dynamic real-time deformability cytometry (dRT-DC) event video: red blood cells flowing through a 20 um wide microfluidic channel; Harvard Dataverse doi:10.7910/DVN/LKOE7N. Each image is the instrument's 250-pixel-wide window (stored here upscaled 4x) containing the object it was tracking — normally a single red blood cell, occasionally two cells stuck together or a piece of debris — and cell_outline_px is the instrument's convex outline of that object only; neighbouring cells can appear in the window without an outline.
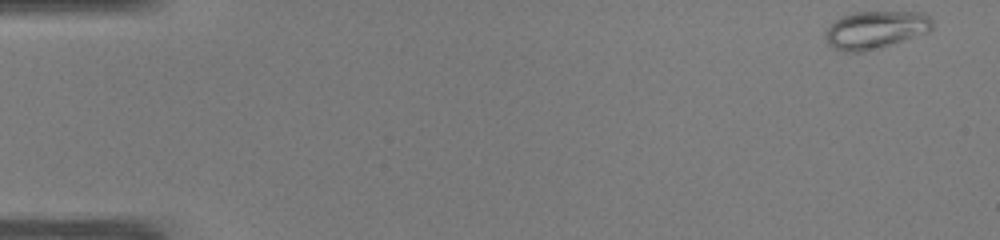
{"species": "common noctule bat (a hibernating species)", "species_latin": "Nyctalus noctula", "temperature_condition": "warm", "stored_images_in_passage": 49, "camera_frame_rate_fps": 3000, "um_per_image_px": 0.085, "animal": {"sex": "male", "body_mass_g": 19.0, "forearm_length_mm": 50.8}, "frame": {"image": 1, "passage_image": 1, "time_ms": 0.0, "image_size_px": [1000, 240], "cell_outline_px": [[932, 28], [928, 32], [880, 48], [864, 52], [844, 52], [832, 48], [824, 40], [824, 32], [836, 20], [844, 16], [856, 12], [924, 12], [932, 20]], "centroid_in_image_um": [74.39, 2.55], "position_along_channel_um": 10.6, "area_um2": 23.58}}
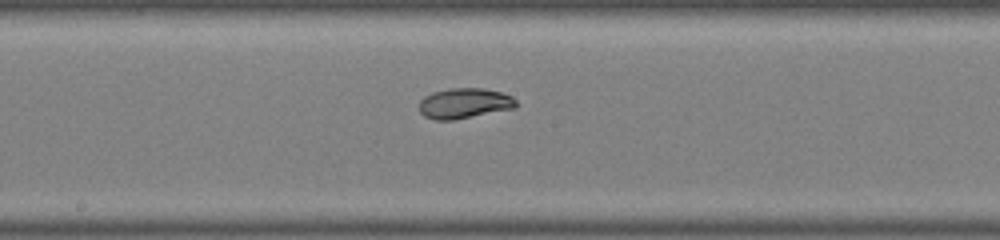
{"frame": {"image": 2, "passage_image": 26, "time_ms": 8.333, "image_size_px": [1000, 240], "cell_outline_px": [[516, 108], [452, 120], [436, 120], [424, 116], [420, 112], [420, 100], [424, 96], [432, 92], [448, 88], [484, 88], [500, 92], [512, 96], [516, 100]], "centroid_in_image_um": [39.46, 8.77], "position_along_channel_um": 208.7, "area_um2": 17.17}}
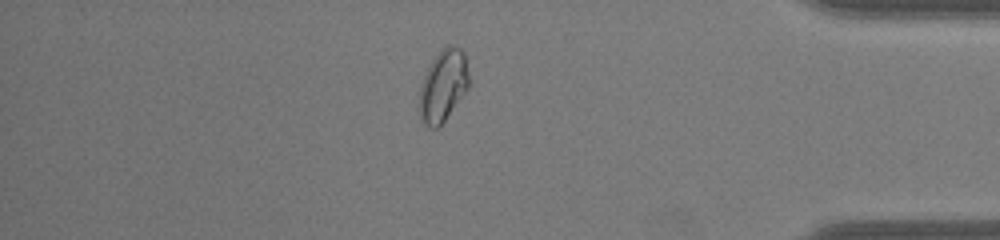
{"frame": {"image": 3, "passage_image": 42, "time_ms": 13.667, "image_size_px": [1000, 240], "cell_outline_px": [[472, 80], [468, 88], [444, 120], [436, 128], [432, 128], [424, 124], [420, 120], [420, 84], [432, 60], [448, 44], [456, 44], [464, 52]], "centroid_in_image_um": [37.71, 7.24], "position_along_channel_um": 397.5, "area_um2": 20.75}, "authors_computed_cell_mechanics": {"area_um2": 19.941, "velocity_mm_per_s": 4.0779, "shape_relaxation_time_tau1_ms": 5.3099, "shape_relaxation_time_tau2_ms": null, "deformation_change_tau1": 0.1671, "deformation_change_tau2": null}}